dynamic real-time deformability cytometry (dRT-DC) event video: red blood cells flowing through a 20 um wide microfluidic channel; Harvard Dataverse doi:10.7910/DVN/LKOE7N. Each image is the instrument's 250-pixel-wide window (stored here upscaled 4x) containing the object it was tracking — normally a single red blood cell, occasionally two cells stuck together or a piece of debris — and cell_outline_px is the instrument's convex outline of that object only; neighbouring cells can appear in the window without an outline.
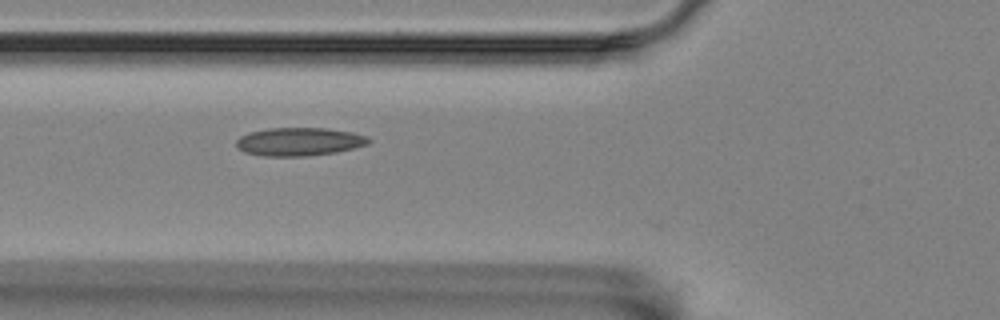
{"species": "Egyptian fruit bat (a non-hibernating species)", "species_latin": "Rousettus aegyptiacus", "temperature_condition": "room temperature", "stored_images_in_passage": 7, "camera_frame_rate_fps": 3000, "um_per_image_px": 0.085, "animal": {"sex": "female"}, "frame": {"image": 1, "passage_image": 6, "time_ms": 1.667, "image_size_px": [1000, 320], "cell_outline_px": [[372, 140], [368, 144], [336, 152], [308, 156], [264, 156], [244, 152], [236, 148], [236, 140], [240, 136], [248, 132], [268, 128], [328, 128], [352, 132], [368, 136]], "centroid_in_image_um": [25.41, 12.04], "position_along_channel_um": 100.4, "area_um2": 21.96}}
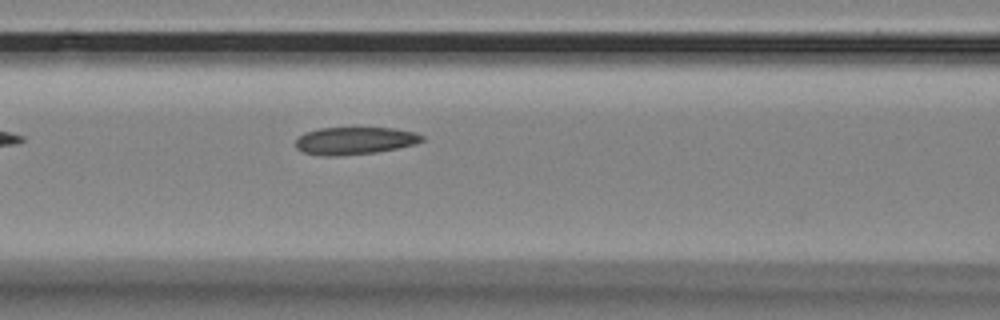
{"frame": {"image": 2, "passage_image": 7, "time_ms": 2.0, "image_size_px": [1000, 320], "cell_outline_px": [[424, 140], [416, 144], [376, 152], [340, 156], [320, 156], [304, 152], [296, 148], [296, 136], [304, 132], [320, 128], [356, 124], [392, 128], [416, 132], [424, 136]], "centroid_in_image_um": [30.13, 11.9], "position_along_channel_um": 136.5, "area_um2": 21.44}}